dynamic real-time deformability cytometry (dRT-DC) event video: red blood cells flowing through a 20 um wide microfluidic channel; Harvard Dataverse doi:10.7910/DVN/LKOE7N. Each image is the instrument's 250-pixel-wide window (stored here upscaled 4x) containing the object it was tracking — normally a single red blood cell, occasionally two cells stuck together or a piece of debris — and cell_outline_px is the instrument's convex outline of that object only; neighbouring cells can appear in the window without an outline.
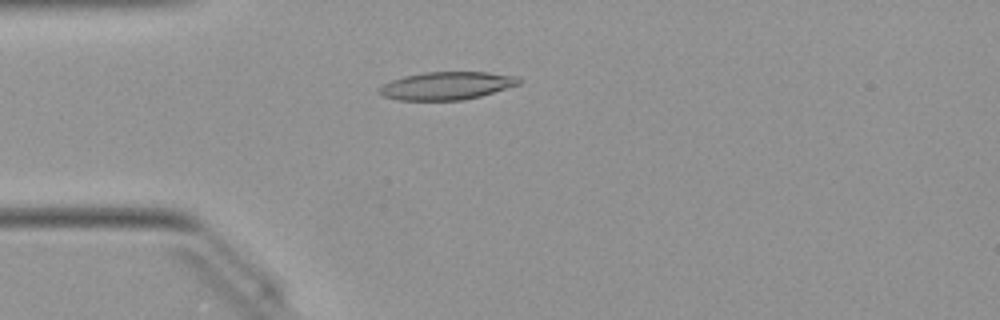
{"species": "Egyptian fruit bat (a non-hibernating species)", "species_latin": "Rousettus aegyptiacus", "temperature_condition": "warm", "stored_images_in_passage": 50, "camera_frame_rate_fps": 3000, "um_per_image_px": 0.085, "animal": {"sex": "female"}, "frame": {"image": 1, "passage_image": 13, "time_ms": 4.0, "image_size_px": [1000, 320], "cell_outline_px": [[520, 84], [480, 96], [464, 100], [396, 100], [384, 96], [380, 92], [380, 88], [384, 84], [392, 80], [404, 76], [428, 72], [488, 72], [516, 76], [520, 80]], "centroid_in_image_um": [37.99, 7.29], "position_along_channel_um": 47.0, "area_um2": 22.43}}
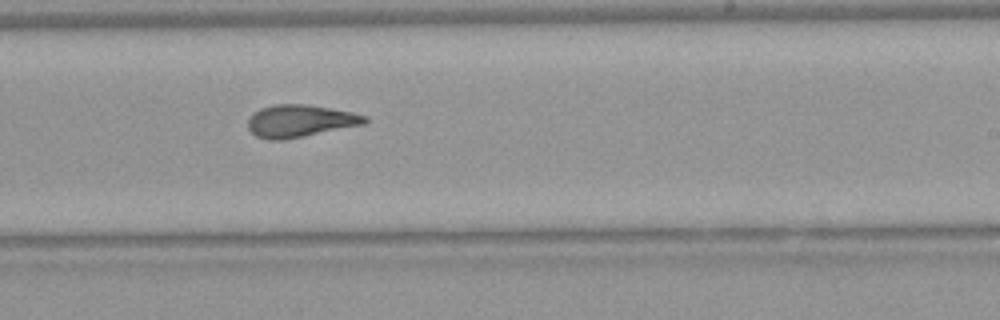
{"frame": {"image": 2, "passage_image": 30, "time_ms": 9.667, "image_size_px": [1000, 320], "cell_outline_px": [[368, 120], [364, 124], [284, 140], [268, 140], [256, 136], [248, 128], [248, 116], [252, 112], [260, 108], [276, 104], [304, 104], [352, 112], [368, 116]], "centroid_in_image_um": [25.46, 10.28], "position_along_channel_um": 263.5, "area_um2": 22.02}}
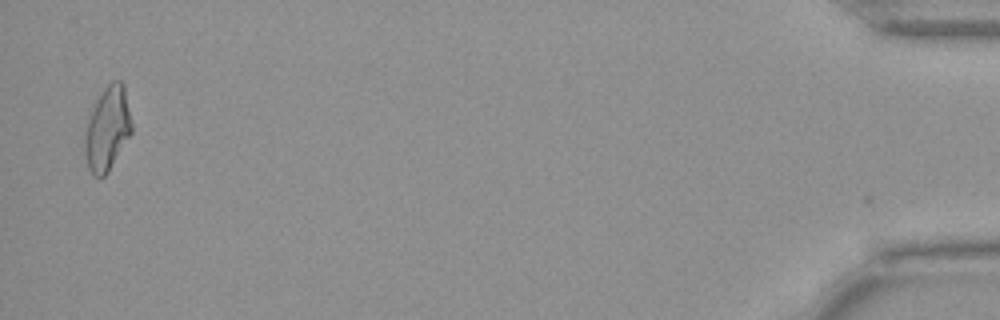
{"frame": {"image": 3, "passage_image": 49, "time_ms": 16.0, "image_size_px": [1000, 320], "cell_outline_px": [[132, 132], [108, 172], [104, 176], [92, 176], [88, 168], [84, 144], [84, 136], [88, 120], [96, 100], [104, 88], [112, 80], [120, 80], [124, 84], [132, 124]], "centroid_in_image_um": [9.13, 10.93], "position_along_channel_um": 426.1, "area_um2": 22.77}, "authors_computed_cell_mechanics": {"area_um2": 21.7617, "velocity_mm_per_s": 4.0546, "shape_relaxation_time_tau1_ms": 9.6404, "shape_relaxation_time_tau2_ms": 2.6121, "deformation_change_tau1": 0.2862, "deformation_change_tau2": 0.1207}}